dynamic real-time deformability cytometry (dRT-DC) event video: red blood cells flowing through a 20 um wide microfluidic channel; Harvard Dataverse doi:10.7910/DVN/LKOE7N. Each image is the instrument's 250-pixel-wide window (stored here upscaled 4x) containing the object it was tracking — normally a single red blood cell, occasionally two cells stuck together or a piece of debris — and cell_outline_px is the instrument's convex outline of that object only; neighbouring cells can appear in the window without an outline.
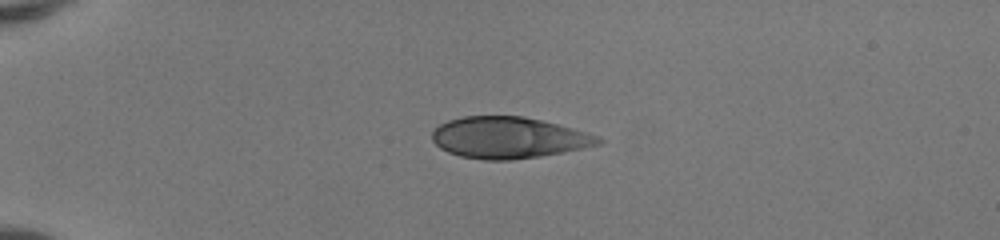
{"species": "human", "species_latin": "Homo sapiens", "temperature_condition": "room temperature", "stored_images_in_passage": 38, "camera_frame_rate_fps": 3000, "um_per_image_px": 0.085, "donor": {"sex": "female"}, "frame": {"image": 1, "passage_image": 1, "time_ms": 0.0, "image_size_px": [1000, 240], "cell_outline_px": [[604, 140], [600, 144], [540, 156], [512, 160], [484, 160], [460, 156], [448, 152], [440, 148], [432, 140], [432, 132], [440, 124], [448, 120], [464, 116], [524, 116], [556, 124], [584, 132], [596, 136]], "centroid_in_image_um": [43.16, 11.7], "position_along_channel_um": 41.8, "area_um2": 39.59}}
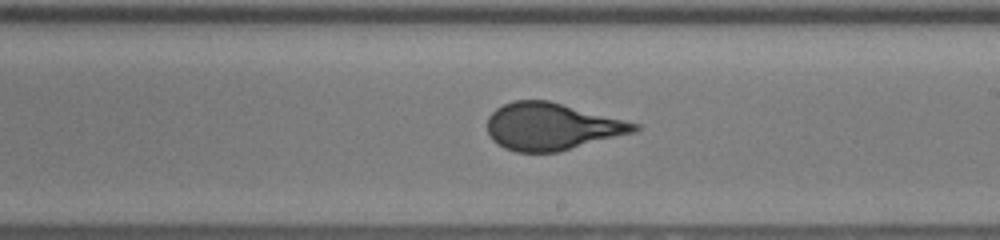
{"frame": {"image": 2, "passage_image": 19, "time_ms": 6.0, "image_size_px": [1000, 240], "cell_outline_px": [[640, 128], [636, 132], [556, 152], [516, 152], [504, 148], [492, 140], [488, 132], [488, 116], [496, 108], [512, 100], [548, 100], [640, 124]], "centroid_in_image_um": [46.88, 10.75], "position_along_channel_um": 242.1, "area_um2": 40.23}}
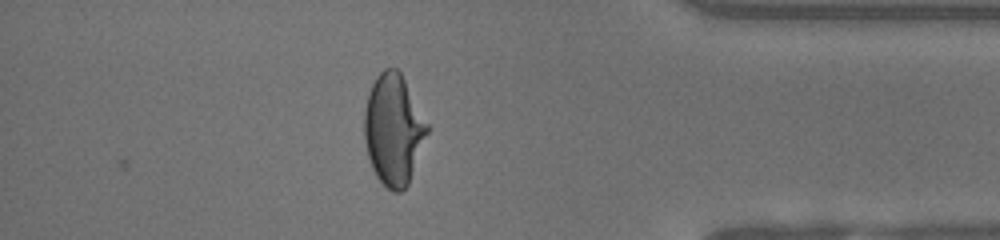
{"frame": {"image": 3, "passage_image": 32, "time_ms": 10.333, "image_size_px": [1000, 240], "cell_outline_px": [[428, 132], [408, 184], [400, 192], [392, 192], [376, 176], [372, 168], [368, 156], [364, 140], [364, 112], [368, 96], [372, 84], [376, 76], [384, 68], [396, 68], [400, 72], [428, 124]], "centroid_in_image_um": [33.43, 11.02], "position_along_channel_um": 401.8, "area_um2": 40.17}, "authors_computed_cell_mechanics": {"area_um2": 40.6334, "velocity_mm_per_s": 4.1878, "shape_relaxation_time_tau1_ms": 7.3778, "shape_relaxation_time_tau2_ms": null, "deformation_change_tau1": 0.2727, "deformation_change_tau2": null}}